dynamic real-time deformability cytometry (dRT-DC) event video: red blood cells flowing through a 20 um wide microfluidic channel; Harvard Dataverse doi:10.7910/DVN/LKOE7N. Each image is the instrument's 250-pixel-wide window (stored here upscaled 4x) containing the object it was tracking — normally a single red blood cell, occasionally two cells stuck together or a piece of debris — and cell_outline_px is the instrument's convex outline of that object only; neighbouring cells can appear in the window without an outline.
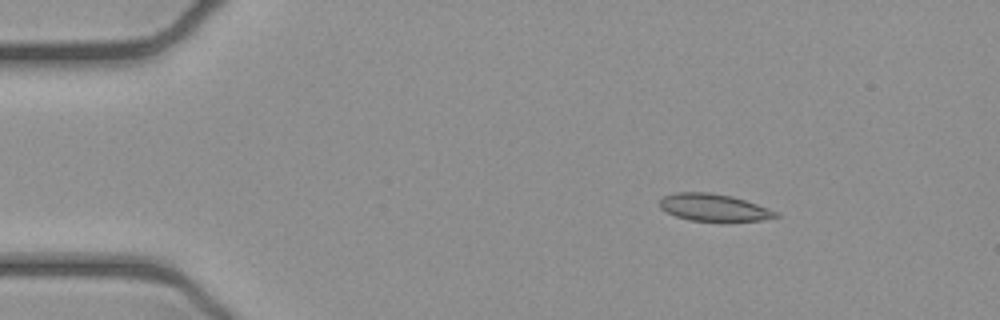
{"species": "common noctule bat (a hibernating species)", "species_latin": "Nyctalus noctula", "temperature_condition": "cold", "stored_images_in_passage": 45, "camera_frame_rate_fps": 3000, "um_per_image_px": 0.085, "animal": {"sex": "female", "body_mass_g": 21.9}, "frame": {"image": 1, "passage_image": 1, "time_ms": 0.0, "image_size_px": [1000, 320], "cell_outline_px": [[780, 216], [764, 220], [692, 220], [676, 216], [660, 208], [660, 200], [664, 196], [676, 192], [708, 192], [732, 196], [768, 208], [776, 212]], "centroid_in_image_um": [60.65, 17.62], "position_along_channel_um": 24.3, "area_um2": 17.92}}
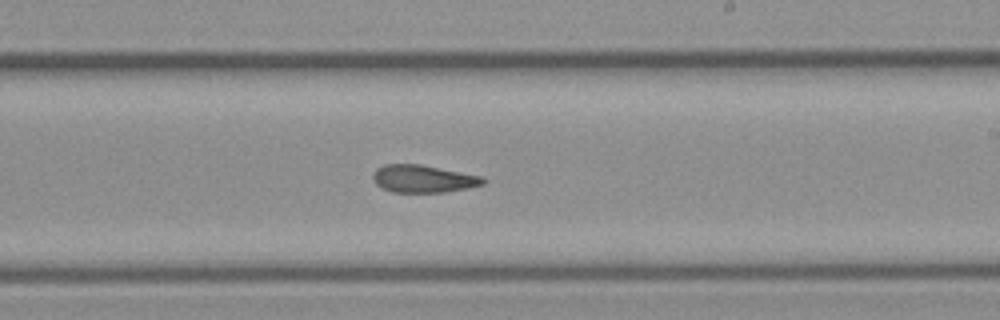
{"frame": {"image": 2, "passage_image": 24, "time_ms": 7.667, "image_size_px": [1000, 320], "cell_outline_px": [[488, 180], [484, 184], [468, 188], [444, 192], [392, 192], [376, 184], [372, 176], [376, 168], [384, 164], [420, 164], [484, 176]], "centroid_in_image_um": [36.02, 15.19], "position_along_channel_um": 253.0, "area_um2": 17.8}}
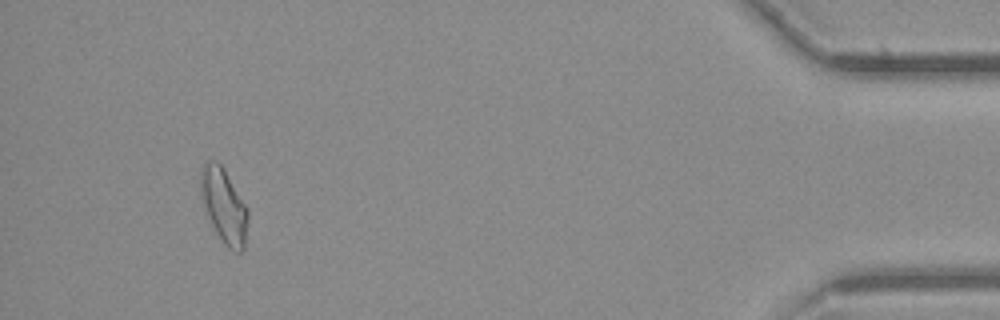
{"frame": {"image": 3, "passage_image": 42, "time_ms": 13.667, "image_size_px": [1000, 320], "cell_outline_px": [[248, 220], [244, 248], [240, 252], [236, 252], [228, 248], [224, 244], [216, 232], [208, 216], [200, 196], [200, 164], [204, 160], [216, 160], [224, 168], [248, 208]], "centroid_in_image_um": [19.01, 17.43], "position_along_channel_um": 416.2, "area_um2": 20.81}, "authors_computed_cell_mechanics": {"area_um2": 18.6116, "velocity_mm_per_s": 3.9138, "shape_relaxation_time_tau1_ms": null, "shape_relaxation_time_tau2_ms": 2.7487, "deformation_change_tau1": null, "deformation_change_tau2": 0.0976}}